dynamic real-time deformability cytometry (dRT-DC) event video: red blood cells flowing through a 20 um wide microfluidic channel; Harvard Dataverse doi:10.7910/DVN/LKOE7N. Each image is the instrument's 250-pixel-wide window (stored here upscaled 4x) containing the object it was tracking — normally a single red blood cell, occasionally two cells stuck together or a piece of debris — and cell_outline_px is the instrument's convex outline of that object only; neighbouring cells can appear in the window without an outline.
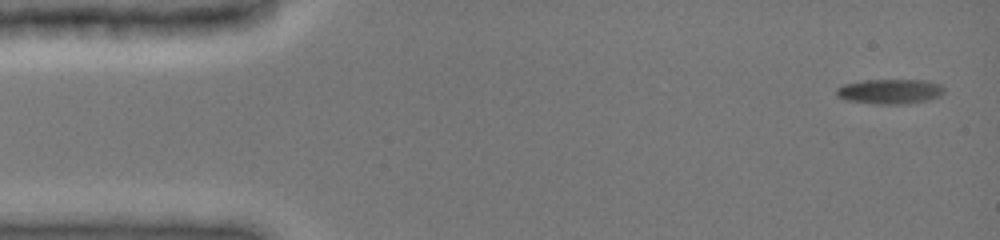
{"species": "common noctule bat (a hibernating species)", "species_latin": "Nyctalus noctula", "temperature_condition": "cold", "stored_images_in_passage": 16, "camera_frame_rate_fps": 3000, "um_per_image_px": 0.085, "animal": {"sex": "female", "body_mass_g": 19.0, "forearm_length_mm": 51.5}, "frame": {"image": 1, "passage_image": 1, "time_ms": 0.0, "image_size_px": [1000, 240], "cell_outline_px": [[944, 92], [940, 96], [928, 100], [908, 104], [876, 104], [844, 100], [836, 96], [836, 88], [844, 84], [864, 80], [924, 80], [940, 84], [944, 88]], "centroid_in_image_um": [75.63, 7.78], "position_along_channel_um": 9.4, "area_um2": 15.78}}
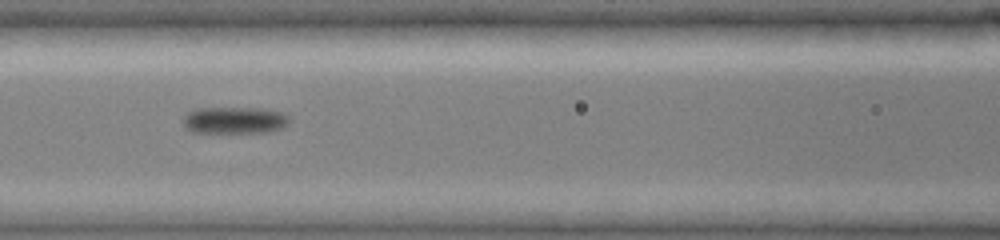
{"frame": {"image": 2, "passage_image": 7, "time_ms": 6.333, "image_size_px": [1000, 240], "cell_outline_px": [[288, 124], [284, 128], [268, 132], [192, 132], [184, 128], [184, 116], [192, 108], [264, 108], [284, 112], [288, 116]], "centroid_in_image_um": [19.95, 10.21], "position_along_channel_um": 146.7, "area_um2": 16.82}}
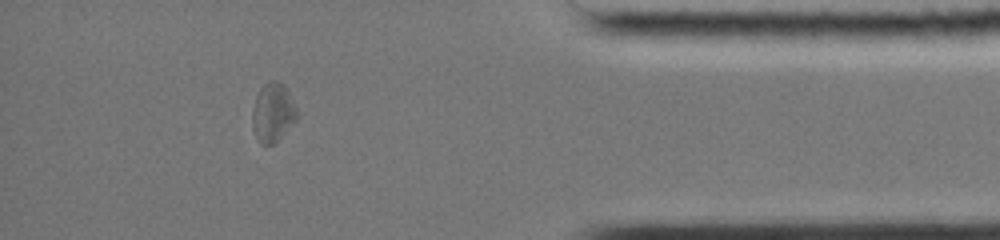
{"frame": {"image": 3, "passage_image": 14, "time_ms": 13.667, "image_size_px": [1000, 240], "cell_outline_px": [[300, 112], [296, 120], [272, 144], [260, 144], [252, 128], [252, 108], [256, 96], [260, 88], [264, 84], [272, 80], [276, 80], [284, 84]], "centroid_in_image_um": [23.2, 9.53], "position_along_channel_um": 412.0, "area_um2": 15.37}, "authors_computed_cell_mechanics": {"area_um2": 15.0569, "velocity_mm_per_s": 3.9238, "shape_relaxation_time_tau1_ms": 10.5137, "shape_relaxation_time_tau2_ms": 5.111, "deformation_change_tau1": 0.1219, "deformation_change_tau2": 0.144}}